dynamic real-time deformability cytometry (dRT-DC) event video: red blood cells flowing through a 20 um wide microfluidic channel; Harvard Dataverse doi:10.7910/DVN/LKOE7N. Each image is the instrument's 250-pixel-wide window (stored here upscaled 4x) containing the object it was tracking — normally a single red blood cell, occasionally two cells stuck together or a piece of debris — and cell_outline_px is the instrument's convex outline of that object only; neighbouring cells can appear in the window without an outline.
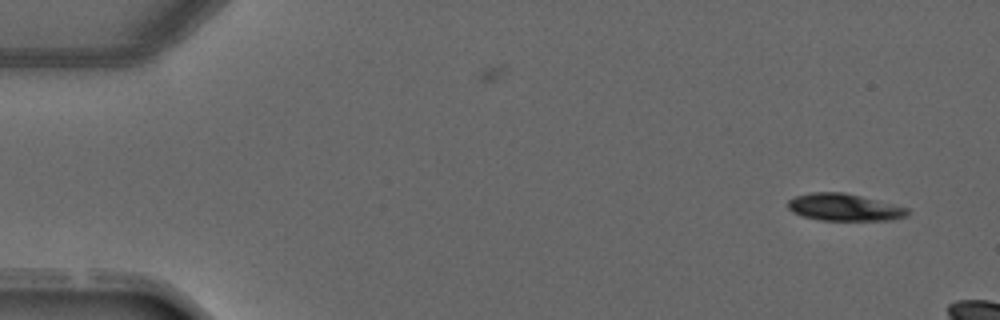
{"species": "common noctule bat (a hibernating species)", "species_latin": "Nyctalus noctula", "temperature_condition": "warm", "stored_images_in_passage": 2, "camera_frame_rate_fps": 3000, "um_per_image_px": 0.085, "animal": {"sex": "male", "forearm_length_mm": 52.5}, "frame": {"image": 1, "passage_image": 2, "time_ms": 1.333, "image_size_px": [1000, 320], "cell_outline_px": [[908, 216], [892, 220], [820, 220], [804, 216], [792, 212], [788, 208], [788, 200], [796, 196], [812, 192], [844, 192], [908, 208]], "centroid_in_image_um": [71.75, 17.62], "position_along_channel_um": 13.3, "area_um2": 18.73}}